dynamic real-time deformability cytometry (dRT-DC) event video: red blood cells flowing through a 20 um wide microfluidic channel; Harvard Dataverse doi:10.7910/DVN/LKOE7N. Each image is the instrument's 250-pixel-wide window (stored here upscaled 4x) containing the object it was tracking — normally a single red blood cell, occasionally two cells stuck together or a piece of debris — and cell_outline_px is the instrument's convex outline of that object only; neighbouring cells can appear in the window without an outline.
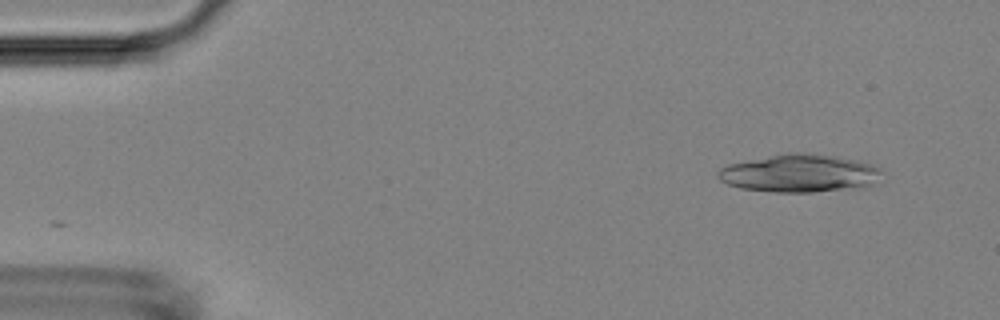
{"species": "Egyptian fruit bat (a non-hibernating species)", "species_latin": "Rousettus aegyptiacus", "temperature_condition": "room temperature", "stored_images_in_passage": 48, "camera_frame_rate_fps": 3000, "um_per_image_px": 0.085, "animal": {"sex": "female"}, "frame": {"image": 1, "passage_image": 1, "time_ms": 0.0, "image_size_px": [1000, 320], "cell_outline_px": [[880, 172], [872, 184], [864, 188], [812, 192], [776, 192], [740, 188], [728, 184], [720, 180], [716, 176], [716, 172], [720, 168], [728, 164], [788, 152], [800, 152], [836, 156], [856, 160], [872, 164], [880, 168]], "centroid_in_image_um": [67.93, 14.73], "position_along_channel_um": 17.1, "area_um2": 36.18}}
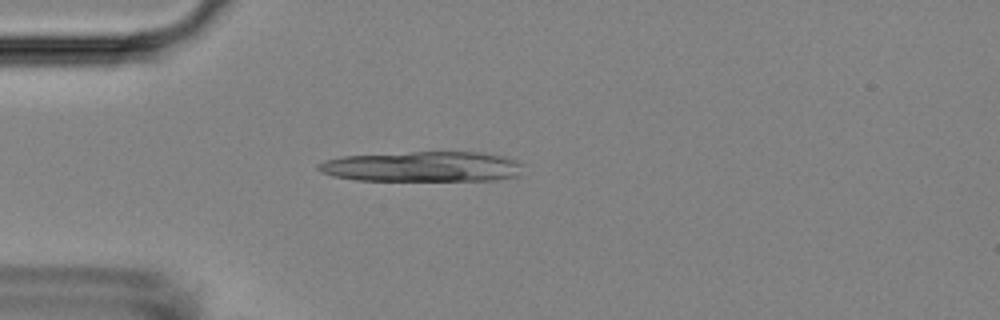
{"frame": {"image": 2, "passage_image": 10, "time_ms": 3.0, "image_size_px": [1000, 320], "cell_outline_px": [[524, 164], [516, 176], [496, 180], [356, 180], [332, 176], [320, 172], [316, 168], [316, 164], [324, 160], [344, 156], [412, 152], [480, 152], [500, 156], [516, 160]], "centroid_in_image_um": [35.86, 14.16], "position_along_channel_um": 49.1, "area_um2": 36.07}}